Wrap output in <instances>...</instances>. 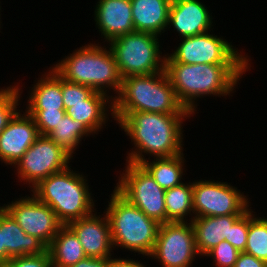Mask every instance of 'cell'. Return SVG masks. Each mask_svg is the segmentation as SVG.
I'll return each mask as SVG.
<instances>
[{
	"label": "cell",
	"instance_id": "cell-5",
	"mask_svg": "<svg viewBox=\"0 0 267 267\" xmlns=\"http://www.w3.org/2000/svg\"><path fill=\"white\" fill-rule=\"evenodd\" d=\"M121 111L192 114L178 101L165 70L122 78L119 93L113 99V117Z\"/></svg>",
	"mask_w": 267,
	"mask_h": 267
},
{
	"label": "cell",
	"instance_id": "cell-2",
	"mask_svg": "<svg viewBox=\"0 0 267 267\" xmlns=\"http://www.w3.org/2000/svg\"><path fill=\"white\" fill-rule=\"evenodd\" d=\"M251 67V64L165 63V71L178 101L193 115L198 109L197 101L203 97L222 96L227 99V95L233 96L240 79Z\"/></svg>",
	"mask_w": 267,
	"mask_h": 267
},
{
	"label": "cell",
	"instance_id": "cell-4",
	"mask_svg": "<svg viewBox=\"0 0 267 267\" xmlns=\"http://www.w3.org/2000/svg\"><path fill=\"white\" fill-rule=\"evenodd\" d=\"M70 167L53 173L29 189L55 212L63 225L91 214L96 209L94 202L97 201L90 191L88 175Z\"/></svg>",
	"mask_w": 267,
	"mask_h": 267
},
{
	"label": "cell",
	"instance_id": "cell-29",
	"mask_svg": "<svg viewBox=\"0 0 267 267\" xmlns=\"http://www.w3.org/2000/svg\"><path fill=\"white\" fill-rule=\"evenodd\" d=\"M33 119L39 135H47L66 114L65 109H24Z\"/></svg>",
	"mask_w": 267,
	"mask_h": 267
},
{
	"label": "cell",
	"instance_id": "cell-34",
	"mask_svg": "<svg viewBox=\"0 0 267 267\" xmlns=\"http://www.w3.org/2000/svg\"><path fill=\"white\" fill-rule=\"evenodd\" d=\"M234 267H267V263L251 254L240 252Z\"/></svg>",
	"mask_w": 267,
	"mask_h": 267
},
{
	"label": "cell",
	"instance_id": "cell-19",
	"mask_svg": "<svg viewBox=\"0 0 267 267\" xmlns=\"http://www.w3.org/2000/svg\"><path fill=\"white\" fill-rule=\"evenodd\" d=\"M240 216L198 217L191 221L196 249L201 258L221 241L229 242L230 228Z\"/></svg>",
	"mask_w": 267,
	"mask_h": 267
},
{
	"label": "cell",
	"instance_id": "cell-31",
	"mask_svg": "<svg viewBox=\"0 0 267 267\" xmlns=\"http://www.w3.org/2000/svg\"><path fill=\"white\" fill-rule=\"evenodd\" d=\"M95 91L86 85L66 81L62 78V98L64 109L68 104L84 103Z\"/></svg>",
	"mask_w": 267,
	"mask_h": 267
},
{
	"label": "cell",
	"instance_id": "cell-37",
	"mask_svg": "<svg viewBox=\"0 0 267 267\" xmlns=\"http://www.w3.org/2000/svg\"><path fill=\"white\" fill-rule=\"evenodd\" d=\"M7 263V251L3 247V231H1V211H0V267Z\"/></svg>",
	"mask_w": 267,
	"mask_h": 267
},
{
	"label": "cell",
	"instance_id": "cell-33",
	"mask_svg": "<svg viewBox=\"0 0 267 267\" xmlns=\"http://www.w3.org/2000/svg\"><path fill=\"white\" fill-rule=\"evenodd\" d=\"M3 267H52V262L47 250L39 255L13 257Z\"/></svg>",
	"mask_w": 267,
	"mask_h": 267
},
{
	"label": "cell",
	"instance_id": "cell-28",
	"mask_svg": "<svg viewBox=\"0 0 267 267\" xmlns=\"http://www.w3.org/2000/svg\"><path fill=\"white\" fill-rule=\"evenodd\" d=\"M13 83L10 86H6V88L5 86L2 88L0 87V133L19 110V105L21 104L20 102H22L20 99H23L21 96L23 90L19 86L20 82H18L19 84L15 82Z\"/></svg>",
	"mask_w": 267,
	"mask_h": 267
},
{
	"label": "cell",
	"instance_id": "cell-32",
	"mask_svg": "<svg viewBox=\"0 0 267 267\" xmlns=\"http://www.w3.org/2000/svg\"><path fill=\"white\" fill-rule=\"evenodd\" d=\"M249 229V210L242 214L232 225L229 243L239 252H244Z\"/></svg>",
	"mask_w": 267,
	"mask_h": 267
},
{
	"label": "cell",
	"instance_id": "cell-38",
	"mask_svg": "<svg viewBox=\"0 0 267 267\" xmlns=\"http://www.w3.org/2000/svg\"><path fill=\"white\" fill-rule=\"evenodd\" d=\"M0 3H1V1H0ZM1 5V4H0ZM0 13H1V6H0ZM0 19H1V14H0ZM2 21V19L0 20V28L2 29V25H1V22ZM1 32V31H0Z\"/></svg>",
	"mask_w": 267,
	"mask_h": 267
},
{
	"label": "cell",
	"instance_id": "cell-10",
	"mask_svg": "<svg viewBox=\"0 0 267 267\" xmlns=\"http://www.w3.org/2000/svg\"><path fill=\"white\" fill-rule=\"evenodd\" d=\"M244 194L228 182L195 179L193 181L194 218L242 215L252 208L249 195Z\"/></svg>",
	"mask_w": 267,
	"mask_h": 267
},
{
	"label": "cell",
	"instance_id": "cell-30",
	"mask_svg": "<svg viewBox=\"0 0 267 267\" xmlns=\"http://www.w3.org/2000/svg\"><path fill=\"white\" fill-rule=\"evenodd\" d=\"M239 251L228 241H221L218 245L208 251L203 257H209L213 260L215 267H234Z\"/></svg>",
	"mask_w": 267,
	"mask_h": 267
},
{
	"label": "cell",
	"instance_id": "cell-3",
	"mask_svg": "<svg viewBox=\"0 0 267 267\" xmlns=\"http://www.w3.org/2000/svg\"><path fill=\"white\" fill-rule=\"evenodd\" d=\"M99 43L77 47L51 67L66 81L89 86L113 100L121 88L122 77L108 45Z\"/></svg>",
	"mask_w": 267,
	"mask_h": 267
},
{
	"label": "cell",
	"instance_id": "cell-6",
	"mask_svg": "<svg viewBox=\"0 0 267 267\" xmlns=\"http://www.w3.org/2000/svg\"><path fill=\"white\" fill-rule=\"evenodd\" d=\"M110 195L104 212L109 220L114 250L120 247L148 258L157 240L160 223L147 217L115 188Z\"/></svg>",
	"mask_w": 267,
	"mask_h": 267
},
{
	"label": "cell",
	"instance_id": "cell-16",
	"mask_svg": "<svg viewBox=\"0 0 267 267\" xmlns=\"http://www.w3.org/2000/svg\"><path fill=\"white\" fill-rule=\"evenodd\" d=\"M200 0H172L167 30L178 33L179 38L192 37L214 29L212 13ZM213 27V28H212Z\"/></svg>",
	"mask_w": 267,
	"mask_h": 267
},
{
	"label": "cell",
	"instance_id": "cell-12",
	"mask_svg": "<svg viewBox=\"0 0 267 267\" xmlns=\"http://www.w3.org/2000/svg\"><path fill=\"white\" fill-rule=\"evenodd\" d=\"M198 254L191 222L160 224L157 240L148 259L163 267H193Z\"/></svg>",
	"mask_w": 267,
	"mask_h": 267
},
{
	"label": "cell",
	"instance_id": "cell-25",
	"mask_svg": "<svg viewBox=\"0 0 267 267\" xmlns=\"http://www.w3.org/2000/svg\"><path fill=\"white\" fill-rule=\"evenodd\" d=\"M184 182L165 191L166 222H191L194 219L193 182Z\"/></svg>",
	"mask_w": 267,
	"mask_h": 267
},
{
	"label": "cell",
	"instance_id": "cell-18",
	"mask_svg": "<svg viewBox=\"0 0 267 267\" xmlns=\"http://www.w3.org/2000/svg\"><path fill=\"white\" fill-rule=\"evenodd\" d=\"M65 112L73 120L83 123L94 134V137L95 134L103 131V126H108L109 118L114 120L113 100L106 94L97 91L84 100V103L68 104Z\"/></svg>",
	"mask_w": 267,
	"mask_h": 267
},
{
	"label": "cell",
	"instance_id": "cell-17",
	"mask_svg": "<svg viewBox=\"0 0 267 267\" xmlns=\"http://www.w3.org/2000/svg\"><path fill=\"white\" fill-rule=\"evenodd\" d=\"M94 8L93 19L102 45L135 31L131 0H98Z\"/></svg>",
	"mask_w": 267,
	"mask_h": 267
},
{
	"label": "cell",
	"instance_id": "cell-21",
	"mask_svg": "<svg viewBox=\"0 0 267 267\" xmlns=\"http://www.w3.org/2000/svg\"><path fill=\"white\" fill-rule=\"evenodd\" d=\"M1 231L7 262L13 257L39 255L47 251V246L37 237L26 234L4 208L1 210Z\"/></svg>",
	"mask_w": 267,
	"mask_h": 267
},
{
	"label": "cell",
	"instance_id": "cell-35",
	"mask_svg": "<svg viewBox=\"0 0 267 267\" xmlns=\"http://www.w3.org/2000/svg\"><path fill=\"white\" fill-rule=\"evenodd\" d=\"M144 263H142L140 260L138 261V259L136 260V258L132 259V258H121L119 256L114 258V255L111 257L108 267H147V265H144Z\"/></svg>",
	"mask_w": 267,
	"mask_h": 267
},
{
	"label": "cell",
	"instance_id": "cell-15",
	"mask_svg": "<svg viewBox=\"0 0 267 267\" xmlns=\"http://www.w3.org/2000/svg\"><path fill=\"white\" fill-rule=\"evenodd\" d=\"M96 211L70 222L68 226L77 235L87 257L111 258L114 247L109 220L104 211L101 215Z\"/></svg>",
	"mask_w": 267,
	"mask_h": 267
},
{
	"label": "cell",
	"instance_id": "cell-8",
	"mask_svg": "<svg viewBox=\"0 0 267 267\" xmlns=\"http://www.w3.org/2000/svg\"><path fill=\"white\" fill-rule=\"evenodd\" d=\"M213 31L181 38V42L175 50L172 49V53H165V63L252 64L248 53L243 52V49L241 52L232 45V41L228 42L223 36L215 35Z\"/></svg>",
	"mask_w": 267,
	"mask_h": 267
},
{
	"label": "cell",
	"instance_id": "cell-14",
	"mask_svg": "<svg viewBox=\"0 0 267 267\" xmlns=\"http://www.w3.org/2000/svg\"><path fill=\"white\" fill-rule=\"evenodd\" d=\"M38 136L34 119L19 109L0 133V162L13 167Z\"/></svg>",
	"mask_w": 267,
	"mask_h": 267
},
{
	"label": "cell",
	"instance_id": "cell-36",
	"mask_svg": "<svg viewBox=\"0 0 267 267\" xmlns=\"http://www.w3.org/2000/svg\"><path fill=\"white\" fill-rule=\"evenodd\" d=\"M111 258L85 257L71 267H108Z\"/></svg>",
	"mask_w": 267,
	"mask_h": 267
},
{
	"label": "cell",
	"instance_id": "cell-20",
	"mask_svg": "<svg viewBox=\"0 0 267 267\" xmlns=\"http://www.w3.org/2000/svg\"><path fill=\"white\" fill-rule=\"evenodd\" d=\"M171 2L172 0H131L135 31L162 37L167 31Z\"/></svg>",
	"mask_w": 267,
	"mask_h": 267
},
{
	"label": "cell",
	"instance_id": "cell-27",
	"mask_svg": "<svg viewBox=\"0 0 267 267\" xmlns=\"http://www.w3.org/2000/svg\"><path fill=\"white\" fill-rule=\"evenodd\" d=\"M255 213L249 209L248 238L244 252L267 263V216L260 217Z\"/></svg>",
	"mask_w": 267,
	"mask_h": 267
},
{
	"label": "cell",
	"instance_id": "cell-24",
	"mask_svg": "<svg viewBox=\"0 0 267 267\" xmlns=\"http://www.w3.org/2000/svg\"><path fill=\"white\" fill-rule=\"evenodd\" d=\"M184 155V153H181L172 157L147 159L141 165L164 190H167L180 185L184 181V175H186L183 173L186 172Z\"/></svg>",
	"mask_w": 267,
	"mask_h": 267
},
{
	"label": "cell",
	"instance_id": "cell-13",
	"mask_svg": "<svg viewBox=\"0 0 267 267\" xmlns=\"http://www.w3.org/2000/svg\"><path fill=\"white\" fill-rule=\"evenodd\" d=\"M30 194L2 206L26 234L37 237L48 247L63 224L47 204Z\"/></svg>",
	"mask_w": 267,
	"mask_h": 267
},
{
	"label": "cell",
	"instance_id": "cell-7",
	"mask_svg": "<svg viewBox=\"0 0 267 267\" xmlns=\"http://www.w3.org/2000/svg\"><path fill=\"white\" fill-rule=\"evenodd\" d=\"M160 36L140 31L124 34L110 41V48L122 78L148 75L165 70ZM161 49V50H160Z\"/></svg>",
	"mask_w": 267,
	"mask_h": 267
},
{
	"label": "cell",
	"instance_id": "cell-11",
	"mask_svg": "<svg viewBox=\"0 0 267 267\" xmlns=\"http://www.w3.org/2000/svg\"><path fill=\"white\" fill-rule=\"evenodd\" d=\"M72 157L47 135H39L24 155L14 164L18 182L29 188L53 173L66 169ZM71 160V161H70ZM20 180V181H19Z\"/></svg>",
	"mask_w": 267,
	"mask_h": 267
},
{
	"label": "cell",
	"instance_id": "cell-26",
	"mask_svg": "<svg viewBox=\"0 0 267 267\" xmlns=\"http://www.w3.org/2000/svg\"><path fill=\"white\" fill-rule=\"evenodd\" d=\"M94 135L83 123L64 115L55 128L47 136L56 142L72 158L82 140Z\"/></svg>",
	"mask_w": 267,
	"mask_h": 267
},
{
	"label": "cell",
	"instance_id": "cell-22",
	"mask_svg": "<svg viewBox=\"0 0 267 267\" xmlns=\"http://www.w3.org/2000/svg\"><path fill=\"white\" fill-rule=\"evenodd\" d=\"M34 80L27 96L26 109H64L62 98V77L50 66Z\"/></svg>",
	"mask_w": 267,
	"mask_h": 267
},
{
	"label": "cell",
	"instance_id": "cell-9",
	"mask_svg": "<svg viewBox=\"0 0 267 267\" xmlns=\"http://www.w3.org/2000/svg\"><path fill=\"white\" fill-rule=\"evenodd\" d=\"M114 188L147 217L166 223L165 191L141 165L126 162Z\"/></svg>",
	"mask_w": 267,
	"mask_h": 267
},
{
	"label": "cell",
	"instance_id": "cell-1",
	"mask_svg": "<svg viewBox=\"0 0 267 267\" xmlns=\"http://www.w3.org/2000/svg\"><path fill=\"white\" fill-rule=\"evenodd\" d=\"M191 116L194 118L193 114L121 111L114 121L134 146L127 151L126 162L141 164L150 156L161 158L183 153L182 124Z\"/></svg>",
	"mask_w": 267,
	"mask_h": 267
},
{
	"label": "cell",
	"instance_id": "cell-23",
	"mask_svg": "<svg viewBox=\"0 0 267 267\" xmlns=\"http://www.w3.org/2000/svg\"><path fill=\"white\" fill-rule=\"evenodd\" d=\"M52 267H71L86 256L74 231L63 225L47 247Z\"/></svg>",
	"mask_w": 267,
	"mask_h": 267
}]
</instances>
